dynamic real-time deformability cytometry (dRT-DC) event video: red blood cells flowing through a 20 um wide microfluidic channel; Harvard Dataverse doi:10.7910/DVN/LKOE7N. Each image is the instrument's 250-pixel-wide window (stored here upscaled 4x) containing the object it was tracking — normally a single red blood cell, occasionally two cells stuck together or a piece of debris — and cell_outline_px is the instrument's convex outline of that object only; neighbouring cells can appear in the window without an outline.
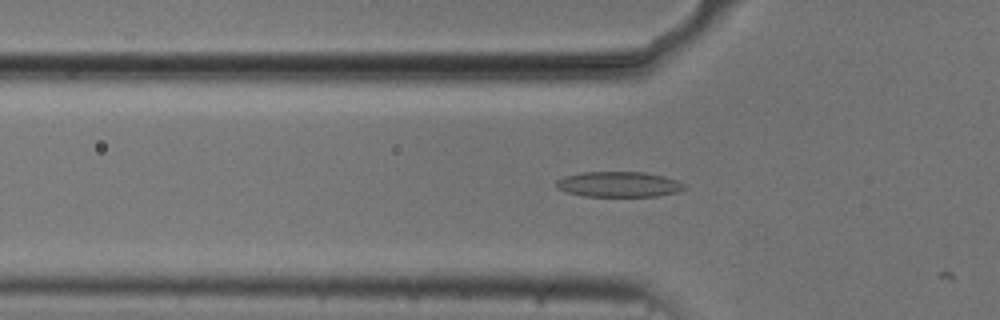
{"species": "common noctule bat (a hibernating species)", "species_latin": "Nyctalus noctula", "temperature_condition": "cold", "stored_images_in_passage": 19, "camera_frame_rate_fps": 3000, "um_per_image_px": 0.085, "animal": {"sex": "male", "body_mass_g": 20.5, "forearm_length_mm": 52.5}, "frame": {"image": 1, "passage_image": 18, "time_ms": 5.667, "image_size_px": [1000, 320], "cell_outline_px": [[688, 188], [676, 192], [656, 196], [584, 196], [564, 192], [556, 188], [556, 180], [564, 176], [584, 172], [644, 172], [664, 176], [676, 180], [684, 184]], "centroid_in_image_um": [52.57, 15.67], "position_along_channel_um": 73.2, "area_um2": 19.02}}